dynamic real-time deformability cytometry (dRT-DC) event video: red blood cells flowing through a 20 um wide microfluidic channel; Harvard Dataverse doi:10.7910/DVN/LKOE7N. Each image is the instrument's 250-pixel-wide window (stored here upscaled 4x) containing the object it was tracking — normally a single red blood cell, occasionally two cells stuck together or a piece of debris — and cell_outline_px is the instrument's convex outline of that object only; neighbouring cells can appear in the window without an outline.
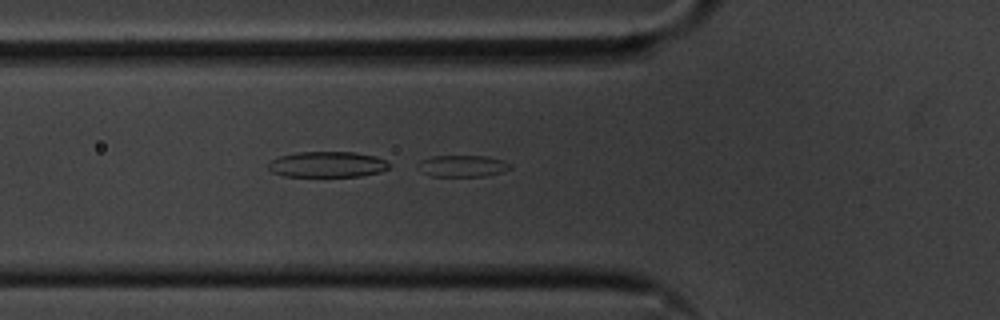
{"species": "common noctule bat (a hibernating species)", "species_latin": "Nyctalus noctula", "temperature_condition": "cold", "stored_images_in_passage": 51, "camera_frame_rate_fps": 3000, "um_per_image_px": 0.085, "animal": {"sex": "male", "body_mass_g": 20.1, "forearm_length_mm": 53.5}, "frame": {"image": 1, "passage_image": 15, "time_ms": 4.667, "image_size_px": [1000, 320], "cell_outline_px": [[512, 168], [504, 172], [484, 176], [432, 176], [420, 172], [416, 168], [420, 160], [432, 156], [484, 156], [504, 160], [512, 164]], "centroid_in_image_um": [39.31, 14.11], "position_along_channel_um": 86.5, "area_um2": 11.85}}
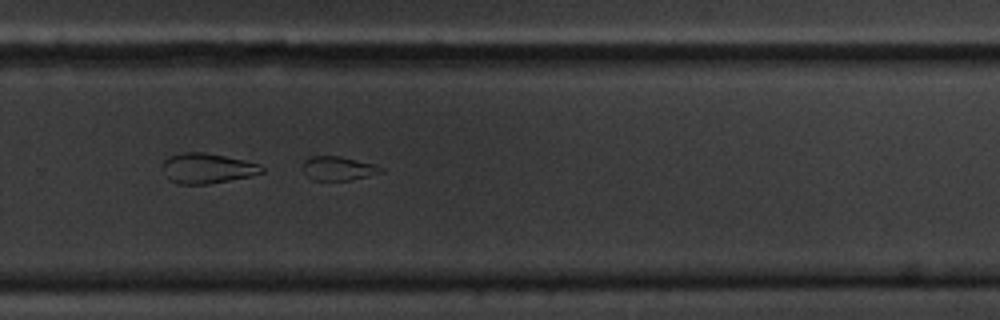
{"frame": {"image": 2, "passage_image": 33, "time_ms": 10.667, "image_size_px": [1000, 320], "cell_outline_px": [[384, 172], [352, 180], [312, 180], [304, 172], [304, 160], [308, 156], [340, 156], [376, 164], [384, 168]], "centroid_in_image_um": [28.79, 14.31], "position_along_channel_um": 301.0, "area_um2": 11.04}}
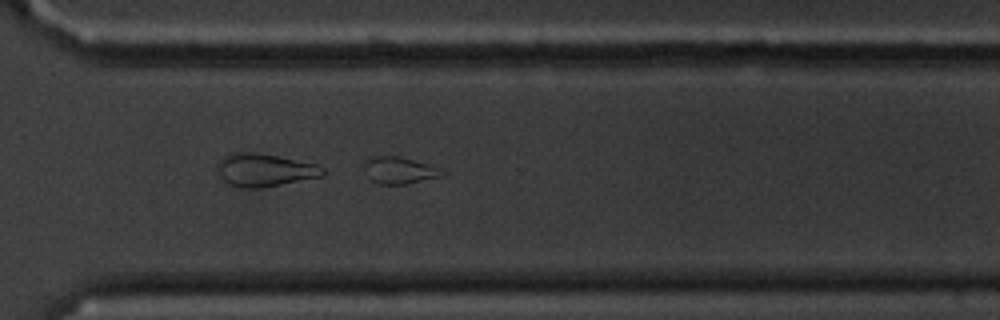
{"frame": {"image": 3, "passage_image": 36, "time_ms": 11.667, "image_size_px": [1000, 320], "cell_outline_px": [[448, 172], [436, 176], [408, 184], [380, 184], [372, 180], [368, 176], [364, 164], [364, 160], [376, 156], [396, 156], [432, 164]], "centroid_in_image_um": [33.96, 14.46], "position_along_channel_um": 336.6, "area_um2": 12.02}, "authors_computed_cell_mechanics": {"area_um2": 29.7092, "velocity_mm_per_s": 3.5658, "shape_relaxation_time_tau1_ms": null, "shape_relaxation_time_tau2_ms": 2.3333, "deformation_change_tau1": null, "deformation_change_tau2": 0.1037}}